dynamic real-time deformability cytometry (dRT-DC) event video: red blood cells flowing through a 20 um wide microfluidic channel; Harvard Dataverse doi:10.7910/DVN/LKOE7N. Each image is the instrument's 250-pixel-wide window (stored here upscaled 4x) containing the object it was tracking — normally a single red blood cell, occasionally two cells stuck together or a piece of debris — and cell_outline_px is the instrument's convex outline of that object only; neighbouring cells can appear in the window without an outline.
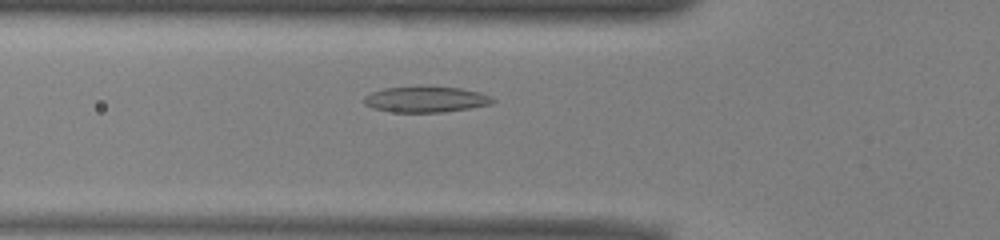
{"species": "common noctule bat (a hibernating species)", "species_latin": "Nyctalus noctula", "temperature_condition": "warm", "stored_images_in_passage": 38, "camera_frame_rate_fps": 3000, "um_per_image_px": 0.085, "animal": {"sex": "male", "body_mass_g": 13.0, "forearm_length_mm": 53.1}, "frame": {"image": 1, "passage_image": 14, "time_ms": 4.333, "image_size_px": [1000, 240], "cell_outline_px": [[496, 100], [492, 104], [468, 108], [440, 112], [392, 112], [372, 108], [364, 104], [364, 96], [372, 92], [384, 88], [420, 84], [460, 88], [480, 92], [492, 96]], "centroid_in_image_um": [36.18, 8.41], "position_along_channel_um": 89.6, "area_um2": 20.0}}
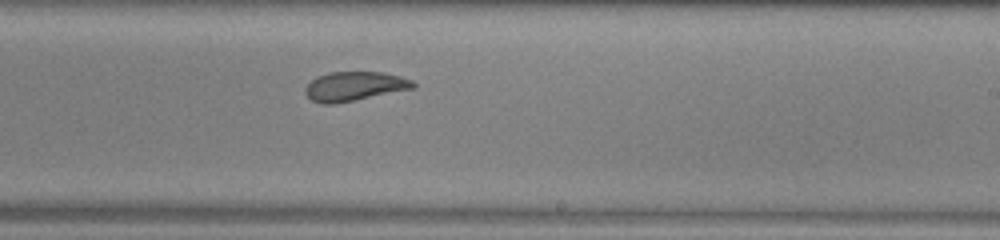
{"frame": {"image": 2, "passage_image": 27, "time_ms": 8.667, "image_size_px": [1000, 240], "cell_outline_px": [[416, 88], [336, 104], [320, 104], [312, 100], [304, 92], [304, 88], [316, 76], [328, 72], [380, 72], [400, 76], [412, 80], [416, 84]], "centroid_in_image_um": [30.12, 7.34], "position_along_channel_um": 258.9, "area_um2": 18.55}}
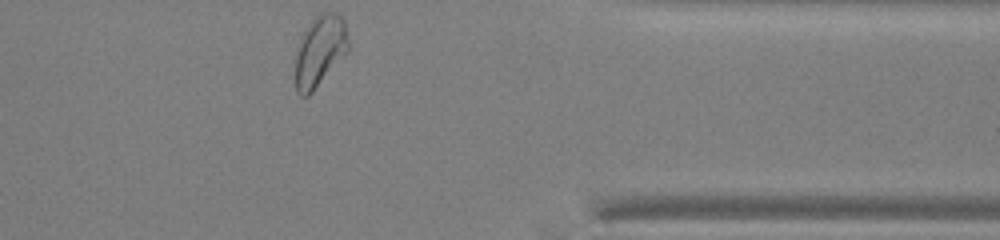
{"frame": {"image": 3, "passage_image": 38, "time_ms": 12.333, "image_size_px": [1000, 240], "cell_outline_px": [[348, 52], [312, 92], [308, 96], [300, 96], [296, 92], [296, 52], [300, 36], [308, 24], [320, 12], [336, 12], [344, 20], [348, 40]], "centroid_in_image_um": [27.18, 4.31], "position_along_channel_um": 384.2, "area_um2": 21.96}, "authors_computed_cell_mechanics": {"area_um2": 19.6231, "velocity_mm_per_s": 3.9068, "shape_relaxation_time_tau1_ms": 4.2086, "shape_relaxation_time_tau2_ms": 1.9124, "deformation_change_tau1": 0.1384, "deformation_change_tau2": 0.0754}}